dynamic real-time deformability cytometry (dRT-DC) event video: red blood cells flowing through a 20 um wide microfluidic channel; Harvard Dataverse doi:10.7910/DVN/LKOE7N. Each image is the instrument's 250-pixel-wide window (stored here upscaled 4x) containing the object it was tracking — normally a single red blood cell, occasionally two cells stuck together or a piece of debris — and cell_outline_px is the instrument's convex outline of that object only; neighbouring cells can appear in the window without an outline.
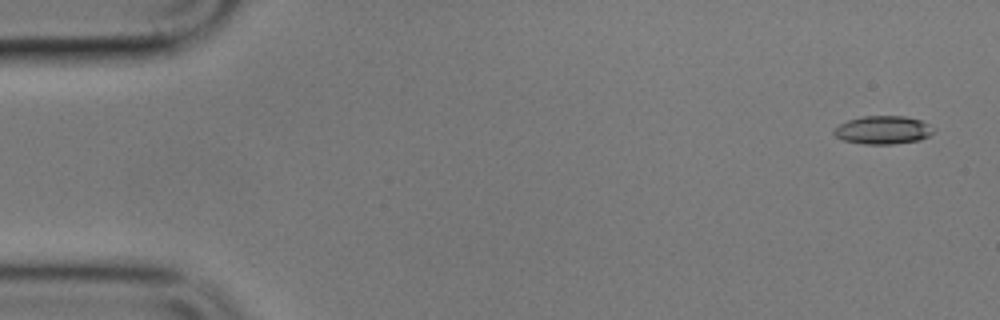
{"species": "common noctule bat (a hibernating species)", "species_latin": "Nyctalus noctula", "temperature_condition": "cold", "stored_images_in_passage": 5, "camera_frame_rate_fps": 3000, "um_per_image_px": 0.085, "animal": {"sex": "male", "body_mass_g": 17.9}, "frame": {"image": 1, "passage_image": 1, "time_ms": 0.0, "image_size_px": [1000, 320], "cell_outline_px": [[936, 128], [928, 136], [920, 140], [892, 144], [864, 144], [844, 140], [836, 136], [832, 132], [832, 128], [848, 120], [864, 116], [904, 116], [920, 120]], "centroid_in_image_um": [75.04, 11.05], "position_along_channel_um": 10.0, "area_um2": 16.36}}